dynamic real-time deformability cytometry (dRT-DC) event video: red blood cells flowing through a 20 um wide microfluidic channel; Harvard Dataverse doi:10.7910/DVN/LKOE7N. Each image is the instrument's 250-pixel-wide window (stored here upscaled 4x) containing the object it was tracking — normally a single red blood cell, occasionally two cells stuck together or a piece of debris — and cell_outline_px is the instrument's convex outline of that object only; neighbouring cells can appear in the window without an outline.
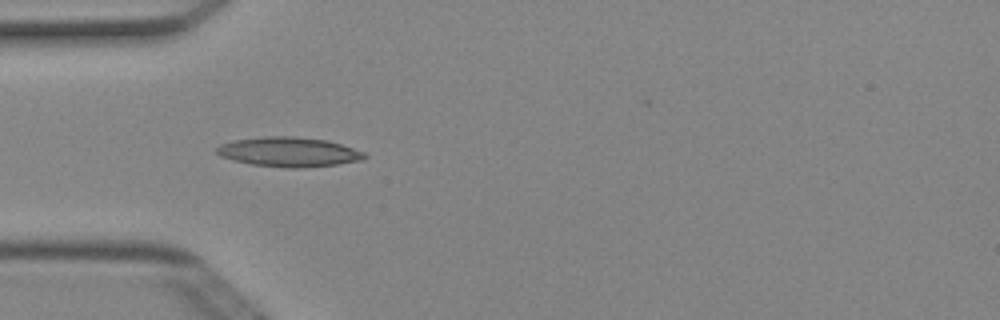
{"species": "Egyptian fruit bat (a non-hibernating species)", "species_latin": "Rousettus aegyptiacus", "temperature_condition": "cold", "stored_images_in_passage": 6, "camera_frame_rate_fps": 3000, "um_per_image_px": 0.085, "animal": {"sex": "female"}, "frame": {"image": 1, "passage_image": 4, "time_ms": 1.0, "image_size_px": [1000, 320], "cell_outline_px": [[368, 156], [364, 160], [336, 164], [300, 168], [284, 168], [252, 164], [220, 156], [216, 152], [216, 148], [220, 144], [232, 140], [264, 136], [292, 136], [324, 140], [340, 144], [364, 152]], "centroid_in_image_um": [24.54, 12.91], "position_along_channel_um": 60.5, "area_um2": 25.37}}
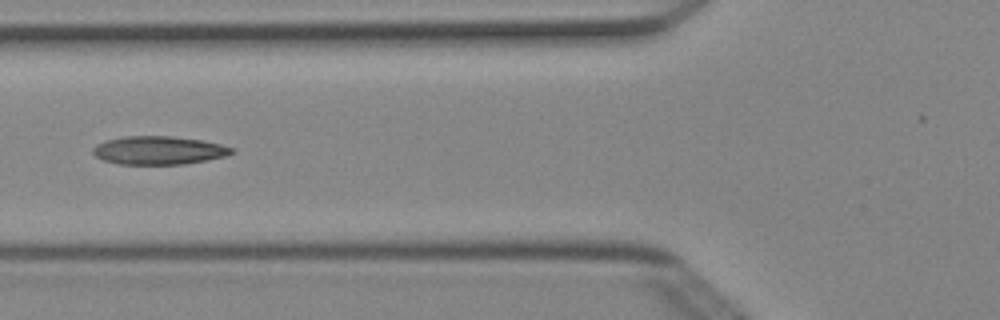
{"frame": {"image": 2, "passage_image": 5, "time_ms": 1.333, "image_size_px": [1000, 320], "cell_outline_px": [[236, 152], [228, 156], [208, 160], [184, 164], [120, 164], [104, 160], [96, 156], [92, 152], [92, 148], [96, 144], [104, 140], [124, 136], [172, 136], [200, 140], [220, 144], [236, 148]], "centroid_in_image_um": [13.53, 12.77], "position_along_channel_um": 112.3, "area_um2": 23.12}}
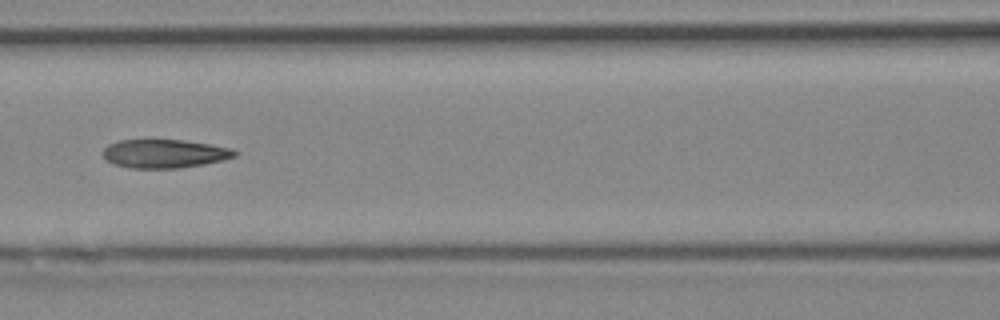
{"frame": {"image": 3, "passage_image": 6, "time_ms": 1.667, "image_size_px": [1000, 320], "cell_outline_px": [[236, 156], [224, 160], [204, 164], [180, 168], [128, 168], [104, 160], [100, 152], [108, 144], [120, 140], [152, 136], [184, 140], [212, 144], [232, 148], [236, 152]], "centroid_in_image_um": [13.92, 13.01], "position_along_channel_um": 152.7, "area_um2": 23.12}}